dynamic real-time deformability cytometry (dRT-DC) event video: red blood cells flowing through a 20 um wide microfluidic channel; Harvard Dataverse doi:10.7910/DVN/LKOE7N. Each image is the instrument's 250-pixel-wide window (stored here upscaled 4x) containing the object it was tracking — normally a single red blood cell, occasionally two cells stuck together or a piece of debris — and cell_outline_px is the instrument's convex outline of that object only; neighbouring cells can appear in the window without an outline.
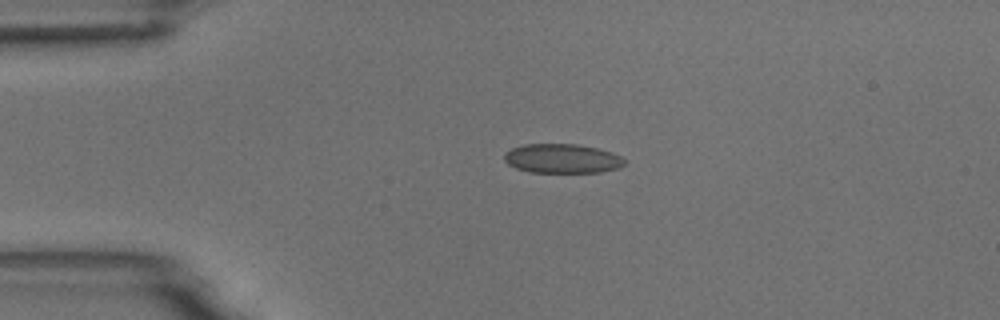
{"species": "common noctule bat (a hibernating species)", "species_latin": "Nyctalus noctula", "temperature_condition": "room temperature", "stored_images_in_passage": 2, "camera_frame_rate_fps": 3000, "um_per_image_px": 0.085, "animal": {"sex": "male", "body_mass_g": 18.8}, "frame": {"image": 1, "passage_image": 1, "time_ms": 0.0, "image_size_px": [1000, 320], "cell_outline_px": [[628, 160], [620, 168], [600, 172], [528, 172], [516, 168], [508, 164], [504, 160], [504, 152], [512, 148], [524, 144], [576, 144], [596, 148], [612, 152]], "centroid_in_image_um": [47.79, 13.48], "position_along_channel_um": 37.2, "area_um2": 20.63}}